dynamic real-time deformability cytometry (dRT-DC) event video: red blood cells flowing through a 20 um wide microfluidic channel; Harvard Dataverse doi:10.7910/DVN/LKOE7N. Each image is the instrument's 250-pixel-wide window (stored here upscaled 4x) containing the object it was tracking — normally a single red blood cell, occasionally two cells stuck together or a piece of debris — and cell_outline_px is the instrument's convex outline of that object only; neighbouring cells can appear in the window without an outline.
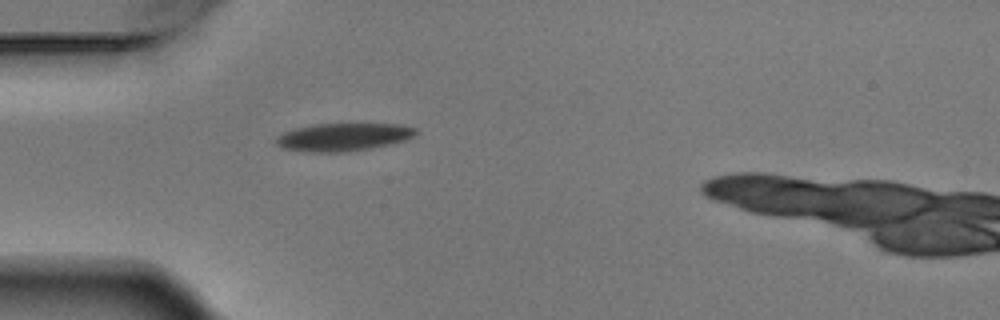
{"species": "Egyptian fruit bat (a non-hibernating species)", "species_latin": "Rousettus aegyptiacus", "temperature_condition": "warm", "stored_images_in_passage": 5, "camera_frame_rate_fps": 3000, "um_per_image_px": 0.085, "animal": {"sex": "male"}, "frame": {"image": 1, "passage_image": 5, "time_ms": 1.333, "image_size_px": [1000, 320], "cell_outline_px": [[416, 132], [408, 140], [372, 148], [348, 152], [304, 152], [280, 148], [276, 144], [276, 136], [292, 128], [312, 124], [400, 124], [416, 128]], "centroid_in_image_um": [29.13, 11.65], "position_along_channel_um": 55.9, "area_um2": 23.0}}